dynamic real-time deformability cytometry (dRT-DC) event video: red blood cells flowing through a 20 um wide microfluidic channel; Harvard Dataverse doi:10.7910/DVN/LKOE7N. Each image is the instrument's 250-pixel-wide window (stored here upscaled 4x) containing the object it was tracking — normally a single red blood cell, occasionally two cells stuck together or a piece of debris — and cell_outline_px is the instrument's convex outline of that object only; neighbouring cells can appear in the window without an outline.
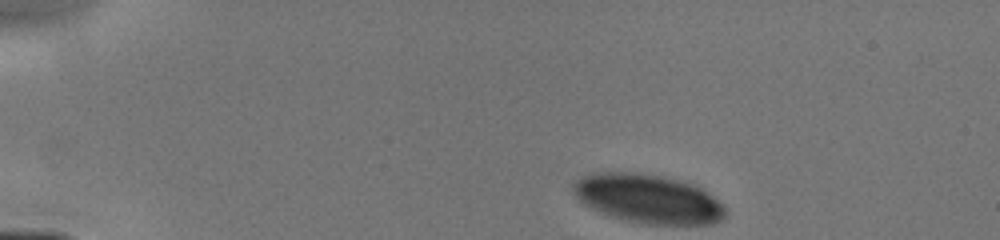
{"species": "human", "species_latin": "Homo sapiens", "temperature_condition": "cold", "stored_images_in_passage": 22, "camera_frame_rate_fps": 3000, "um_per_image_px": 0.085, "donor": {"sex": "male"}, "frame": {"image": 1, "passage_image": 1, "time_ms": 0.0, "image_size_px": [1000, 240], "cell_outline_px": [[724, 216], [720, 220], [712, 224], [644, 224], [624, 220], [600, 212], [584, 204], [572, 192], [572, 184], [580, 176], [592, 172], [640, 172], [680, 180], [692, 184], [700, 188], [724, 204]], "centroid_in_image_um": [55.04, 16.88], "position_along_channel_um": 30.0, "area_um2": 43.41}}
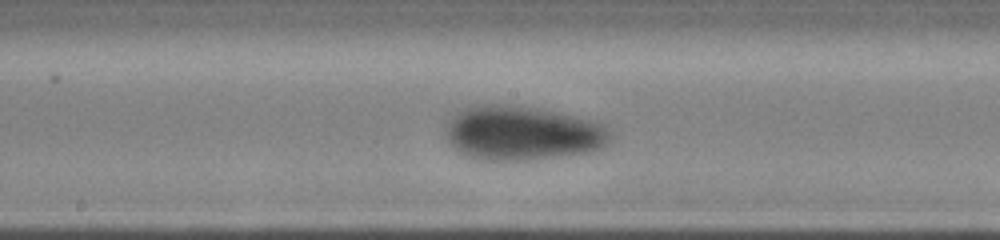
{"frame": {"image": 2, "passage_image": 18, "time_ms": 6.0, "image_size_px": [1000, 240], "cell_outline_px": [[612, 140], [608, 144], [592, 152], [528, 160], [484, 160], [468, 156], [460, 152], [448, 140], [444, 128], [448, 120], [456, 112], [464, 108], [476, 104], [512, 104], [536, 108], [556, 112], [604, 124], [612, 132]], "centroid_in_image_um": [44.4, 11.31], "position_along_channel_um": 203.8, "area_um2": 52.42}}
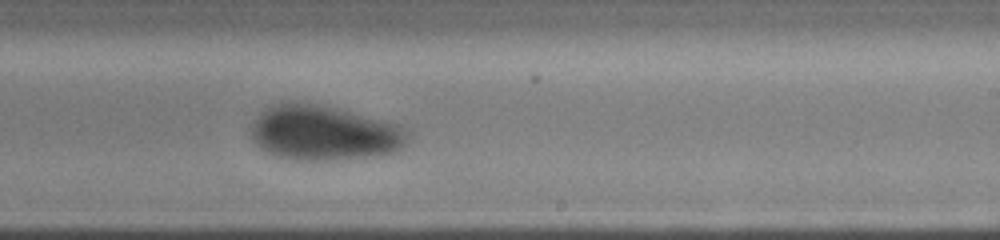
{"frame": {"image": 3, "passage_image": 22, "time_ms": 7.333, "image_size_px": [1000, 240], "cell_outline_px": [[408, 140], [400, 148], [392, 152], [364, 156], [328, 160], [296, 160], [276, 156], [268, 152], [256, 144], [252, 136], [252, 120], [260, 112], [276, 104], [320, 104], [400, 124], [408, 132]], "centroid_in_image_um": [27.53, 11.3], "position_along_channel_um": 261.5, "area_um2": 49.3}}